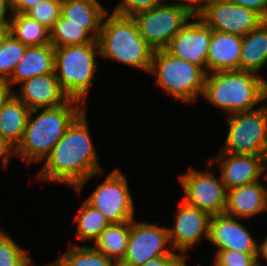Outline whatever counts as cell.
Instances as JSON below:
<instances>
[{"mask_svg": "<svg viewBox=\"0 0 267 266\" xmlns=\"http://www.w3.org/2000/svg\"><path fill=\"white\" fill-rule=\"evenodd\" d=\"M92 142L86 109L72 122L64 136L44 159L37 179L70 185L81 192L84 184L103 172Z\"/></svg>", "mask_w": 267, "mask_h": 266, "instance_id": "cell-1", "label": "cell"}, {"mask_svg": "<svg viewBox=\"0 0 267 266\" xmlns=\"http://www.w3.org/2000/svg\"><path fill=\"white\" fill-rule=\"evenodd\" d=\"M39 110L30 111L23 138L12 152V156L22 157L27 163H43L68 127L85 110V106L81 101L70 98L60 106L41 108V113Z\"/></svg>", "mask_w": 267, "mask_h": 266, "instance_id": "cell-2", "label": "cell"}, {"mask_svg": "<svg viewBox=\"0 0 267 266\" xmlns=\"http://www.w3.org/2000/svg\"><path fill=\"white\" fill-rule=\"evenodd\" d=\"M202 97L226 115L249 112L266 101L267 81L260 75L239 69L215 71L207 74Z\"/></svg>", "mask_w": 267, "mask_h": 266, "instance_id": "cell-3", "label": "cell"}, {"mask_svg": "<svg viewBox=\"0 0 267 266\" xmlns=\"http://www.w3.org/2000/svg\"><path fill=\"white\" fill-rule=\"evenodd\" d=\"M103 20L97 39L100 57L149 73L154 50L144 41L132 17L113 12L109 15L108 11Z\"/></svg>", "mask_w": 267, "mask_h": 266, "instance_id": "cell-4", "label": "cell"}, {"mask_svg": "<svg viewBox=\"0 0 267 266\" xmlns=\"http://www.w3.org/2000/svg\"><path fill=\"white\" fill-rule=\"evenodd\" d=\"M54 48V72L62 90L69 98L85 104L89 89L93 86L96 58L100 56L98 41Z\"/></svg>", "mask_w": 267, "mask_h": 266, "instance_id": "cell-5", "label": "cell"}, {"mask_svg": "<svg viewBox=\"0 0 267 266\" xmlns=\"http://www.w3.org/2000/svg\"><path fill=\"white\" fill-rule=\"evenodd\" d=\"M149 73L156 76V86L185 103L202 96L207 76L202 67L177 58L166 49L153 52Z\"/></svg>", "mask_w": 267, "mask_h": 266, "instance_id": "cell-6", "label": "cell"}, {"mask_svg": "<svg viewBox=\"0 0 267 266\" xmlns=\"http://www.w3.org/2000/svg\"><path fill=\"white\" fill-rule=\"evenodd\" d=\"M228 134L220 152L267 155V104L249 112L227 115Z\"/></svg>", "mask_w": 267, "mask_h": 266, "instance_id": "cell-7", "label": "cell"}, {"mask_svg": "<svg viewBox=\"0 0 267 266\" xmlns=\"http://www.w3.org/2000/svg\"><path fill=\"white\" fill-rule=\"evenodd\" d=\"M194 18L187 8L168 3L132 16L140 35L154 51L166 49L171 39Z\"/></svg>", "mask_w": 267, "mask_h": 266, "instance_id": "cell-8", "label": "cell"}, {"mask_svg": "<svg viewBox=\"0 0 267 266\" xmlns=\"http://www.w3.org/2000/svg\"><path fill=\"white\" fill-rule=\"evenodd\" d=\"M127 182L125 174L114 169L85 201L110 223L131 221L135 208Z\"/></svg>", "mask_w": 267, "mask_h": 266, "instance_id": "cell-9", "label": "cell"}, {"mask_svg": "<svg viewBox=\"0 0 267 266\" xmlns=\"http://www.w3.org/2000/svg\"><path fill=\"white\" fill-rule=\"evenodd\" d=\"M164 227L147 222L137 223L133 218L127 250L118 266H139L160 256H180L170 245L168 228Z\"/></svg>", "mask_w": 267, "mask_h": 266, "instance_id": "cell-10", "label": "cell"}, {"mask_svg": "<svg viewBox=\"0 0 267 266\" xmlns=\"http://www.w3.org/2000/svg\"><path fill=\"white\" fill-rule=\"evenodd\" d=\"M184 191L185 204L208 212L211 216L222 214L226 208L227 190L221 177L219 179L210 170L189 171L179 176Z\"/></svg>", "mask_w": 267, "mask_h": 266, "instance_id": "cell-11", "label": "cell"}, {"mask_svg": "<svg viewBox=\"0 0 267 266\" xmlns=\"http://www.w3.org/2000/svg\"><path fill=\"white\" fill-rule=\"evenodd\" d=\"M198 16L212 30L242 37L265 21L256 11L229 0H203Z\"/></svg>", "mask_w": 267, "mask_h": 266, "instance_id": "cell-12", "label": "cell"}, {"mask_svg": "<svg viewBox=\"0 0 267 266\" xmlns=\"http://www.w3.org/2000/svg\"><path fill=\"white\" fill-rule=\"evenodd\" d=\"M174 219V226L168 228L170 245L186 261L188 249L201 242L203 237L208 240L211 215L181 201Z\"/></svg>", "mask_w": 267, "mask_h": 266, "instance_id": "cell-13", "label": "cell"}, {"mask_svg": "<svg viewBox=\"0 0 267 266\" xmlns=\"http://www.w3.org/2000/svg\"><path fill=\"white\" fill-rule=\"evenodd\" d=\"M188 21L171 39L166 50L173 56L196 64L207 72V53L211 41V28L197 15Z\"/></svg>", "mask_w": 267, "mask_h": 266, "instance_id": "cell-14", "label": "cell"}, {"mask_svg": "<svg viewBox=\"0 0 267 266\" xmlns=\"http://www.w3.org/2000/svg\"><path fill=\"white\" fill-rule=\"evenodd\" d=\"M226 213L212 215L209 223L208 240L217 251L233 250L241 253H257L258 242L246 226Z\"/></svg>", "mask_w": 267, "mask_h": 266, "instance_id": "cell-15", "label": "cell"}, {"mask_svg": "<svg viewBox=\"0 0 267 266\" xmlns=\"http://www.w3.org/2000/svg\"><path fill=\"white\" fill-rule=\"evenodd\" d=\"M263 156L251 154L234 155L227 152H219L217 156L210 158L208 167L220 163L221 180L230 190L251 184L257 181L262 175Z\"/></svg>", "mask_w": 267, "mask_h": 266, "instance_id": "cell-16", "label": "cell"}, {"mask_svg": "<svg viewBox=\"0 0 267 266\" xmlns=\"http://www.w3.org/2000/svg\"><path fill=\"white\" fill-rule=\"evenodd\" d=\"M19 85L20 91H13V94L30 110L57 107L70 99L62 90L55 72L32 77Z\"/></svg>", "mask_w": 267, "mask_h": 266, "instance_id": "cell-17", "label": "cell"}, {"mask_svg": "<svg viewBox=\"0 0 267 266\" xmlns=\"http://www.w3.org/2000/svg\"><path fill=\"white\" fill-rule=\"evenodd\" d=\"M265 211H267V186L260 181L227 190L224 213L242 220Z\"/></svg>", "mask_w": 267, "mask_h": 266, "instance_id": "cell-18", "label": "cell"}, {"mask_svg": "<svg viewBox=\"0 0 267 266\" xmlns=\"http://www.w3.org/2000/svg\"><path fill=\"white\" fill-rule=\"evenodd\" d=\"M242 36L211 29L207 53V74L215 71L240 70Z\"/></svg>", "mask_w": 267, "mask_h": 266, "instance_id": "cell-19", "label": "cell"}, {"mask_svg": "<svg viewBox=\"0 0 267 266\" xmlns=\"http://www.w3.org/2000/svg\"><path fill=\"white\" fill-rule=\"evenodd\" d=\"M55 48L52 44L27 46L23 57L15 66L10 78L4 83L10 90L32 77L54 73Z\"/></svg>", "mask_w": 267, "mask_h": 266, "instance_id": "cell-20", "label": "cell"}, {"mask_svg": "<svg viewBox=\"0 0 267 266\" xmlns=\"http://www.w3.org/2000/svg\"><path fill=\"white\" fill-rule=\"evenodd\" d=\"M30 109L13 93L0 109V140L13 152L20 144Z\"/></svg>", "mask_w": 267, "mask_h": 266, "instance_id": "cell-21", "label": "cell"}, {"mask_svg": "<svg viewBox=\"0 0 267 266\" xmlns=\"http://www.w3.org/2000/svg\"><path fill=\"white\" fill-rule=\"evenodd\" d=\"M109 10L99 0H62L61 15L71 23L84 25V29L98 39L104 15Z\"/></svg>", "mask_w": 267, "mask_h": 266, "instance_id": "cell-22", "label": "cell"}, {"mask_svg": "<svg viewBox=\"0 0 267 266\" xmlns=\"http://www.w3.org/2000/svg\"><path fill=\"white\" fill-rule=\"evenodd\" d=\"M267 66V20L242 37L240 70L259 75Z\"/></svg>", "mask_w": 267, "mask_h": 266, "instance_id": "cell-23", "label": "cell"}, {"mask_svg": "<svg viewBox=\"0 0 267 266\" xmlns=\"http://www.w3.org/2000/svg\"><path fill=\"white\" fill-rule=\"evenodd\" d=\"M130 221L110 223L93 242V248L119 264L126 253Z\"/></svg>", "mask_w": 267, "mask_h": 266, "instance_id": "cell-24", "label": "cell"}, {"mask_svg": "<svg viewBox=\"0 0 267 266\" xmlns=\"http://www.w3.org/2000/svg\"><path fill=\"white\" fill-rule=\"evenodd\" d=\"M8 32L26 46H43L50 43V31L26 14L13 13Z\"/></svg>", "mask_w": 267, "mask_h": 266, "instance_id": "cell-25", "label": "cell"}, {"mask_svg": "<svg viewBox=\"0 0 267 266\" xmlns=\"http://www.w3.org/2000/svg\"><path fill=\"white\" fill-rule=\"evenodd\" d=\"M50 31V43L54 47L83 45L96 40L84 29V25L71 23L62 15L56 20Z\"/></svg>", "mask_w": 267, "mask_h": 266, "instance_id": "cell-26", "label": "cell"}, {"mask_svg": "<svg viewBox=\"0 0 267 266\" xmlns=\"http://www.w3.org/2000/svg\"><path fill=\"white\" fill-rule=\"evenodd\" d=\"M76 236L81 241L94 242L100 233L110 224L101 212L93 208L86 201L79 208L75 216Z\"/></svg>", "mask_w": 267, "mask_h": 266, "instance_id": "cell-27", "label": "cell"}, {"mask_svg": "<svg viewBox=\"0 0 267 266\" xmlns=\"http://www.w3.org/2000/svg\"><path fill=\"white\" fill-rule=\"evenodd\" d=\"M57 266H118V264L90 246L70 245L69 250L55 262Z\"/></svg>", "mask_w": 267, "mask_h": 266, "instance_id": "cell-28", "label": "cell"}, {"mask_svg": "<svg viewBox=\"0 0 267 266\" xmlns=\"http://www.w3.org/2000/svg\"><path fill=\"white\" fill-rule=\"evenodd\" d=\"M27 46L15 39L9 32L0 43V83H5L15 66L23 57Z\"/></svg>", "mask_w": 267, "mask_h": 266, "instance_id": "cell-29", "label": "cell"}, {"mask_svg": "<svg viewBox=\"0 0 267 266\" xmlns=\"http://www.w3.org/2000/svg\"><path fill=\"white\" fill-rule=\"evenodd\" d=\"M29 254L6 231L0 229V266H32Z\"/></svg>", "mask_w": 267, "mask_h": 266, "instance_id": "cell-30", "label": "cell"}, {"mask_svg": "<svg viewBox=\"0 0 267 266\" xmlns=\"http://www.w3.org/2000/svg\"><path fill=\"white\" fill-rule=\"evenodd\" d=\"M61 4L62 0H42L25 14L50 30L61 15Z\"/></svg>", "mask_w": 267, "mask_h": 266, "instance_id": "cell-31", "label": "cell"}, {"mask_svg": "<svg viewBox=\"0 0 267 266\" xmlns=\"http://www.w3.org/2000/svg\"><path fill=\"white\" fill-rule=\"evenodd\" d=\"M213 266H257V253L216 251Z\"/></svg>", "mask_w": 267, "mask_h": 266, "instance_id": "cell-32", "label": "cell"}, {"mask_svg": "<svg viewBox=\"0 0 267 266\" xmlns=\"http://www.w3.org/2000/svg\"><path fill=\"white\" fill-rule=\"evenodd\" d=\"M162 4H164V0H121L112 12L125 17H132L139 12Z\"/></svg>", "mask_w": 267, "mask_h": 266, "instance_id": "cell-33", "label": "cell"}, {"mask_svg": "<svg viewBox=\"0 0 267 266\" xmlns=\"http://www.w3.org/2000/svg\"><path fill=\"white\" fill-rule=\"evenodd\" d=\"M139 266H187L181 256H160Z\"/></svg>", "mask_w": 267, "mask_h": 266, "instance_id": "cell-34", "label": "cell"}, {"mask_svg": "<svg viewBox=\"0 0 267 266\" xmlns=\"http://www.w3.org/2000/svg\"><path fill=\"white\" fill-rule=\"evenodd\" d=\"M234 4L243 6L259 13L267 20V0H229Z\"/></svg>", "mask_w": 267, "mask_h": 266, "instance_id": "cell-35", "label": "cell"}, {"mask_svg": "<svg viewBox=\"0 0 267 266\" xmlns=\"http://www.w3.org/2000/svg\"><path fill=\"white\" fill-rule=\"evenodd\" d=\"M40 1L42 0H14L12 2V11L13 13L25 14Z\"/></svg>", "mask_w": 267, "mask_h": 266, "instance_id": "cell-36", "label": "cell"}, {"mask_svg": "<svg viewBox=\"0 0 267 266\" xmlns=\"http://www.w3.org/2000/svg\"><path fill=\"white\" fill-rule=\"evenodd\" d=\"M8 9L10 13L8 15L10 17L6 16ZM12 14H13L12 1L11 0H0V24H9Z\"/></svg>", "mask_w": 267, "mask_h": 266, "instance_id": "cell-37", "label": "cell"}, {"mask_svg": "<svg viewBox=\"0 0 267 266\" xmlns=\"http://www.w3.org/2000/svg\"><path fill=\"white\" fill-rule=\"evenodd\" d=\"M180 1L181 3L176 2V3H168V4H178L180 6H183L187 8L190 12H192L195 16H197L200 13L203 0H180Z\"/></svg>", "mask_w": 267, "mask_h": 266, "instance_id": "cell-38", "label": "cell"}, {"mask_svg": "<svg viewBox=\"0 0 267 266\" xmlns=\"http://www.w3.org/2000/svg\"><path fill=\"white\" fill-rule=\"evenodd\" d=\"M12 152L6 147V145L0 140V159L2 160V167L6 168L9 165V160Z\"/></svg>", "mask_w": 267, "mask_h": 266, "instance_id": "cell-39", "label": "cell"}, {"mask_svg": "<svg viewBox=\"0 0 267 266\" xmlns=\"http://www.w3.org/2000/svg\"><path fill=\"white\" fill-rule=\"evenodd\" d=\"M260 257L267 261V236H265L263 241L258 242V246H257V266H261L260 262H258Z\"/></svg>", "mask_w": 267, "mask_h": 266, "instance_id": "cell-40", "label": "cell"}, {"mask_svg": "<svg viewBox=\"0 0 267 266\" xmlns=\"http://www.w3.org/2000/svg\"><path fill=\"white\" fill-rule=\"evenodd\" d=\"M13 93L4 83H0V109L5 100Z\"/></svg>", "mask_w": 267, "mask_h": 266, "instance_id": "cell-41", "label": "cell"}, {"mask_svg": "<svg viewBox=\"0 0 267 266\" xmlns=\"http://www.w3.org/2000/svg\"><path fill=\"white\" fill-rule=\"evenodd\" d=\"M7 33H8V24H0V43Z\"/></svg>", "mask_w": 267, "mask_h": 266, "instance_id": "cell-42", "label": "cell"}, {"mask_svg": "<svg viewBox=\"0 0 267 266\" xmlns=\"http://www.w3.org/2000/svg\"><path fill=\"white\" fill-rule=\"evenodd\" d=\"M266 164H267V155L263 158V161H262V174L264 176V179L267 181V165Z\"/></svg>", "mask_w": 267, "mask_h": 266, "instance_id": "cell-43", "label": "cell"}, {"mask_svg": "<svg viewBox=\"0 0 267 266\" xmlns=\"http://www.w3.org/2000/svg\"><path fill=\"white\" fill-rule=\"evenodd\" d=\"M33 266V265H32ZM45 266H57L54 262L52 263H49V264H47V265H45Z\"/></svg>", "mask_w": 267, "mask_h": 266, "instance_id": "cell-44", "label": "cell"}]
</instances>
